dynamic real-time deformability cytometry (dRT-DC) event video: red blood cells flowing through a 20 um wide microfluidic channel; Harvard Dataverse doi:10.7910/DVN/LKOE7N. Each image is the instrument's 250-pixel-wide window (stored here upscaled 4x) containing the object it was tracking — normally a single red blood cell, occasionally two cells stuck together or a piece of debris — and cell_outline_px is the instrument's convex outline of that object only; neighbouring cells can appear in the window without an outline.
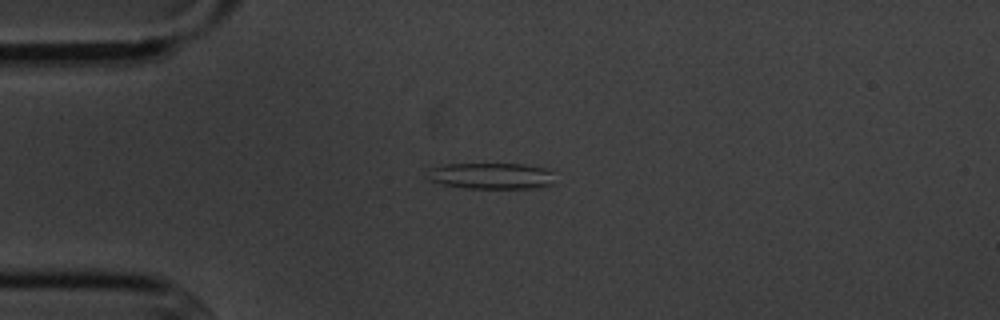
{"species": "common noctule bat (a hibernating species)", "species_latin": "Nyctalus noctula", "temperature_condition": "cold", "stored_images_in_passage": 4, "camera_frame_rate_fps": 3000, "um_per_image_px": 0.085, "animal": {"sex": "male", "body_mass_g": 20.1, "forearm_length_mm": 53.5}, "frame": {"image": 1, "passage_image": 3, "time_ms": 2.333, "image_size_px": [1000, 320], "cell_outline_px": [[560, 184], [532, 188], [468, 188], [444, 184], [428, 180], [428, 168], [448, 164], [520, 164], [544, 168], [552, 172]], "centroid_in_image_um": [41.84, 14.96], "position_along_channel_um": 43.2, "area_um2": 19.65}}